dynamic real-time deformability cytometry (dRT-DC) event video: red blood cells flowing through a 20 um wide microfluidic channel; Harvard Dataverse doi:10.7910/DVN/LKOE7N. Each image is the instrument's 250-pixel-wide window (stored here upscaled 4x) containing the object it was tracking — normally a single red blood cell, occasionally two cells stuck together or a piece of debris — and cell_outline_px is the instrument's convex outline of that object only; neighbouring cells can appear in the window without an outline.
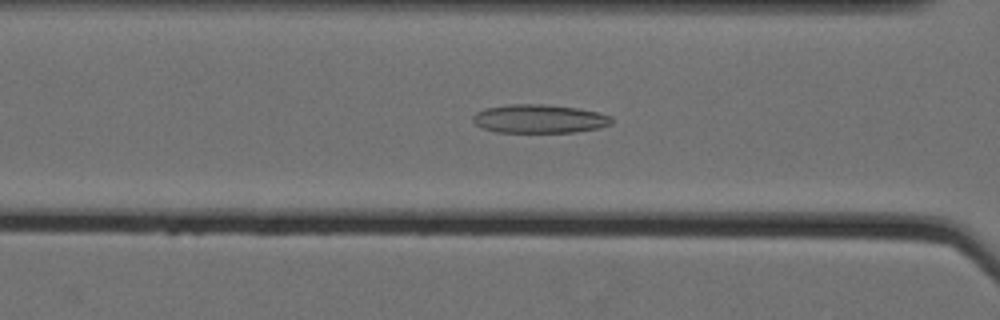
{"species": "Egyptian fruit bat (a non-hibernating species)", "species_latin": "Rousettus aegyptiacus", "temperature_condition": "cold", "stored_images_in_passage": 62, "camera_frame_rate_fps": 3000, "um_per_image_px": 0.085, "animal": {"sex": "female"}, "frame": {"image": 1, "passage_image": 29, "time_ms": 9.333, "image_size_px": [1000, 320], "cell_outline_px": [[612, 124], [600, 128], [576, 132], [496, 132], [484, 128], [476, 124], [472, 120], [472, 116], [476, 112], [484, 108], [508, 104], [548, 104], [576, 108], [596, 112], [612, 116]], "centroid_in_image_um": [45.84, 10.09], "position_along_channel_um": 120.8, "area_um2": 23.24}}
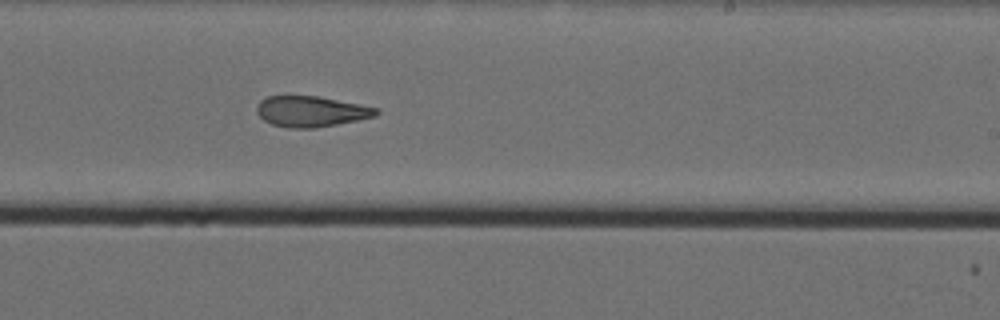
{"frame": {"image": 2, "passage_image": 41, "time_ms": 13.333, "image_size_px": [1000, 320], "cell_outline_px": [[380, 112], [376, 116], [316, 128], [288, 128], [272, 124], [264, 120], [256, 112], [256, 104], [260, 100], [268, 96], [316, 96], [360, 104], [380, 108]], "centroid_in_image_um": [26.43, 9.47], "position_along_channel_um": 262.6, "area_um2": 21.39}}
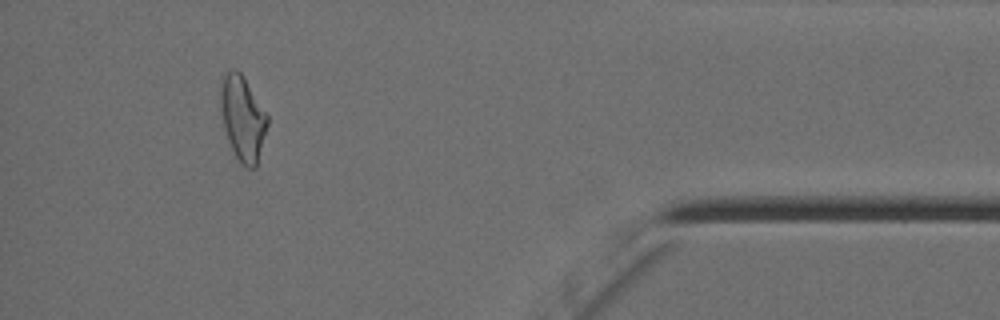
{"frame": {"image": 3, "passage_image": 57, "time_ms": 18.667, "image_size_px": [1000, 320], "cell_outline_px": [[268, 124], [256, 168], [248, 168], [240, 164], [228, 140], [224, 128], [220, 112], [220, 92], [224, 76], [232, 68], [236, 68], [240, 72], [268, 116]], "centroid_in_image_um": [20.62, 10.08], "position_along_channel_um": 414.6, "area_um2": 22.89}, "authors_computed_cell_mechanics": {"area_um2": 23.6113, "velocity_mm_per_s": 3.5497, "shape_relaxation_time_tau1_ms": null, "shape_relaxation_time_tau2_ms": 4.1091, "deformation_change_tau1": null, "deformation_change_tau2": 0.1359}}